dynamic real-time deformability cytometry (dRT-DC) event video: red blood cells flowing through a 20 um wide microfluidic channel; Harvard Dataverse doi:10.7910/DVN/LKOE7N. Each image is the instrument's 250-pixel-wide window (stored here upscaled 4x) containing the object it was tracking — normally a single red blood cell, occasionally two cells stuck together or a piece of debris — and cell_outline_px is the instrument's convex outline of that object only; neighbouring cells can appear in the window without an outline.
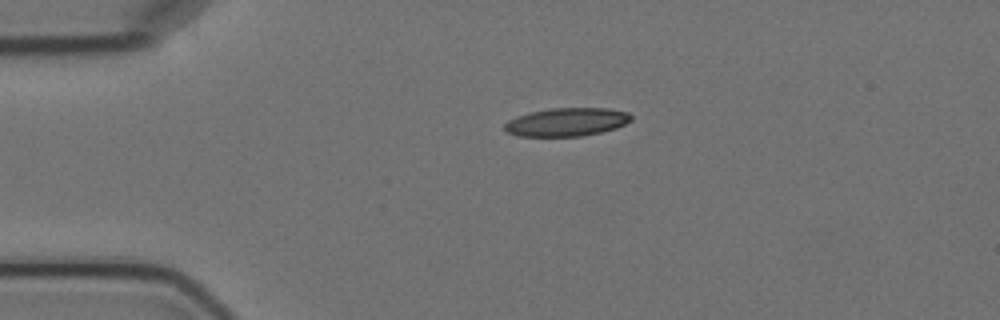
{"species": "Egyptian fruit bat (a non-hibernating species)", "species_latin": "Rousettus aegyptiacus", "temperature_condition": "cold", "stored_images_in_passage": 2, "camera_frame_rate_fps": 3000, "um_per_image_px": 0.085, "animal": {"sex": "female"}, "frame": {"image": 1, "passage_image": 1, "time_ms": 0.0, "image_size_px": [1000, 320], "cell_outline_px": [[632, 120], [616, 128], [600, 132], [580, 136], [516, 136], [508, 132], [504, 128], [504, 124], [508, 120], [516, 116], [528, 112], [552, 108], [608, 108], [628, 112], [632, 116]], "centroid_in_image_um": [48.16, 10.36], "position_along_channel_um": 36.8, "area_um2": 20.92}}